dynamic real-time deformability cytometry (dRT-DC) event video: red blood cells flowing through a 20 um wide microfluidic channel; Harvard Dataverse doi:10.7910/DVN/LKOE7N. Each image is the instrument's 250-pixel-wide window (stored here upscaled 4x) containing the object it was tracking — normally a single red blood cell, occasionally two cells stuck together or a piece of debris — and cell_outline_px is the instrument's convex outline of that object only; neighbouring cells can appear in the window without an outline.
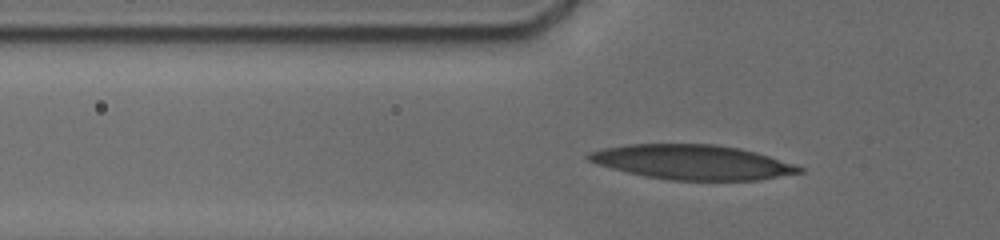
{"species": "human", "species_latin": "Homo sapiens", "temperature_condition": "cold", "stored_images_in_passage": 39, "camera_frame_rate_fps": 3000, "um_per_image_px": 0.085, "donor": {"sex": "male"}, "frame": {"image": 1, "passage_image": 9, "time_ms": 4.0, "image_size_px": [1000, 240], "cell_outline_px": [[804, 172], [760, 180], [668, 180], [644, 176], [612, 168], [588, 160], [584, 156], [588, 152], [600, 148], [628, 144], [716, 144], [740, 148], [756, 152], [804, 168]], "centroid_in_image_um": [58.83, 13.78], "position_along_channel_um": 67.0, "area_um2": 42.54}}
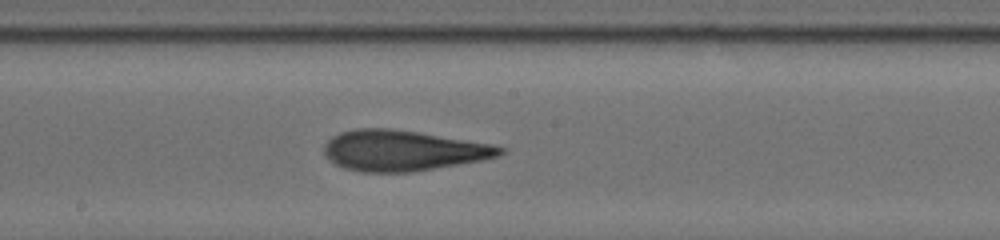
{"frame": {"image": 2, "passage_image": 21, "time_ms": 8.0, "image_size_px": [1000, 240], "cell_outline_px": [[504, 152], [500, 156], [484, 160], [412, 172], [364, 172], [344, 168], [336, 164], [324, 152], [324, 144], [332, 136], [340, 132], [356, 128], [392, 128], [488, 144], [504, 148]], "centroid_in_image_um": [34.22, 12.8], "position_along_channel_um": 214.0, "area_um2": 41.21}}
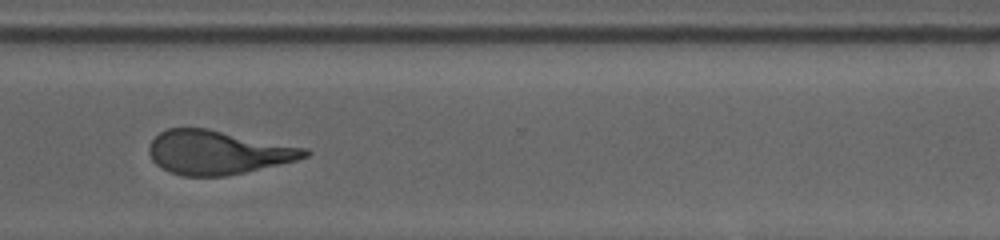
{"frame": {"image": 3, "passage_image": 38, "time_ms": 11.667, "image_size_px": [1000, 240], "cell_outline_px": [[312, 152], [308, 156], [296, 160], [244, 172], [224, 176], [184, 176], [168, 172], [156, 164], [152, 160], [148, 152], [148, 148], [152, 140], [160, 132], [168, 128], [208, 128], [308, 148]], "centroid_in_image_um": [18.5, 12.94], "position_along_channel_um": 352.1, "area_um2": 39.82}}